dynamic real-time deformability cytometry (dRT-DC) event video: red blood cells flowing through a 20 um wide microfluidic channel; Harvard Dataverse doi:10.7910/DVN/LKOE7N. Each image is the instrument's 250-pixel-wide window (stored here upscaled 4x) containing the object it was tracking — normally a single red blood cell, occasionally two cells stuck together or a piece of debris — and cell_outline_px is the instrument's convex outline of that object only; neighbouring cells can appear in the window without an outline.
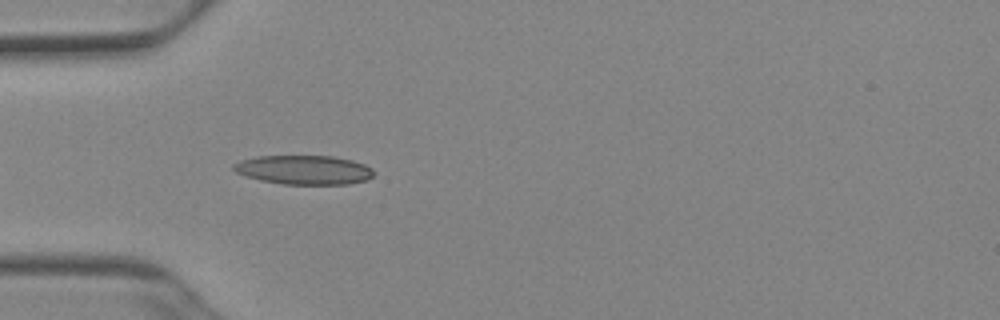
{"species": "Egyptian fruit bat (a non-hibernating species)", "species_latin": "Rousettus aegyptiacus", "temperature_condition": "cold", "stored_images_in_passage": 7, "camera_frame_rate_fps": 3000, "um_per_image_px": 0.085, "animal": {"sex": "female"}, "frame": {"image": 1, "passage_image": 4, "time_ms": 1.0, "image_size_px": [1000, 320], "cell_outline_px": [[376, 172], [372, 176], [364, 180], [348, 184], [284, 184], [260, 180], [244, 176], [236, 172], [232, 168], [232, 164], [240, 160], [256, 156], [332, 156], [352, 160], [364, 164], [372, 168]], "centroid_in_image_um": [25.81, 14.43], "position_along_channel_um": 59.2, "area_um2": 23.87}}